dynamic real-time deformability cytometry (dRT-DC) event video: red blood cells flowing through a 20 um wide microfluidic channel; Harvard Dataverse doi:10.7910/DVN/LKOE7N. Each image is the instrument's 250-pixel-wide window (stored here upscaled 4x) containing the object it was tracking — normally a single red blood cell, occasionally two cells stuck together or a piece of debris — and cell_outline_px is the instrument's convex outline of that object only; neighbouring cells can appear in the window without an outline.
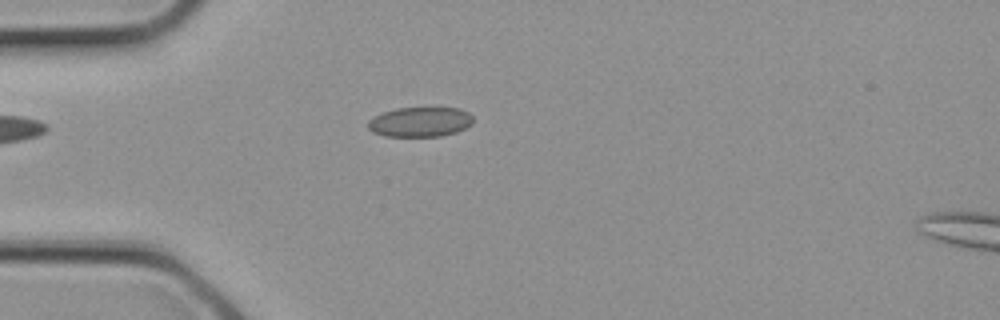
{"species": "common noctule bat (a hibernating species)", "species_latin": "Nyctalus noctula", "temperature_condition": "cold", "stored_images_in_passage": 4, "camera_frame_rate_fps": 3000, "um_per_image_px": 0.085, "animal": {"sex": "female", "body_mass_g": 21.9}, "frame": {"image": 1, "passage_image": 4, "time_ms": 1.0, "image_size_px": [1000, 320], "cell_outline_px": [[472, 124], [456, 132], [440, 136], [384, 136], [372, 132], [368, 128], [368, 120], [384, 112], [396, 108], [460, 108], [468, 112], [472, 116]], "centroid_in_image_um": [35.7, 10.36], "position_along_channel_um": 49.3, "area_um2": 18.15}}